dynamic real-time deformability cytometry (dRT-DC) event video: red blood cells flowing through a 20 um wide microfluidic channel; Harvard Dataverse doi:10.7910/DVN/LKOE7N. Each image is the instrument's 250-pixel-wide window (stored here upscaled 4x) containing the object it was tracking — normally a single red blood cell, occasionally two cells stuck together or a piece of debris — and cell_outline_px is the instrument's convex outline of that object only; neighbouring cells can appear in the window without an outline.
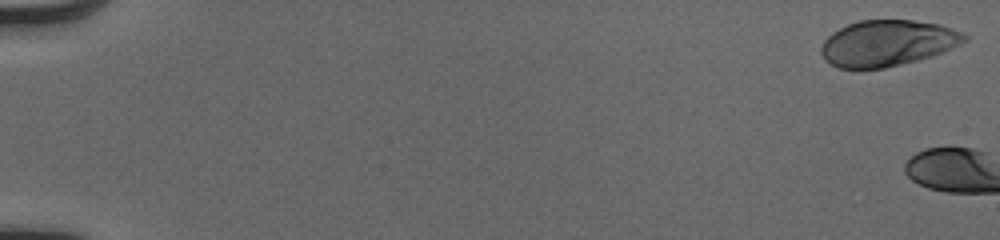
{"species": "human", "species_latin": "Homo sapiens", "temperature_condition": "cold", "stored_images_in_passage": 4, "camera_frame_rate_fps": 3000, "um_per_image_px": 0.085, "donor": {"sex": "male"}, "frame": {"image": 1, "passage_image": 1, "time_ms": 0.0, "image_size_px": [1000, 240], "cell_outline_px": [[968, 40], [932, 56], [884, 68], [840, 68], [824, 60], [820, 52], [820, 48], [824, 40], [832, 32], [848, 24], [860, 20], [912, 20], [940, 24], [952, 28], [968, 36]], "centroid_in_image_um": [75.41, 3.66], "position_along_channel_um": 9.6, "area_um2": 38.21}}